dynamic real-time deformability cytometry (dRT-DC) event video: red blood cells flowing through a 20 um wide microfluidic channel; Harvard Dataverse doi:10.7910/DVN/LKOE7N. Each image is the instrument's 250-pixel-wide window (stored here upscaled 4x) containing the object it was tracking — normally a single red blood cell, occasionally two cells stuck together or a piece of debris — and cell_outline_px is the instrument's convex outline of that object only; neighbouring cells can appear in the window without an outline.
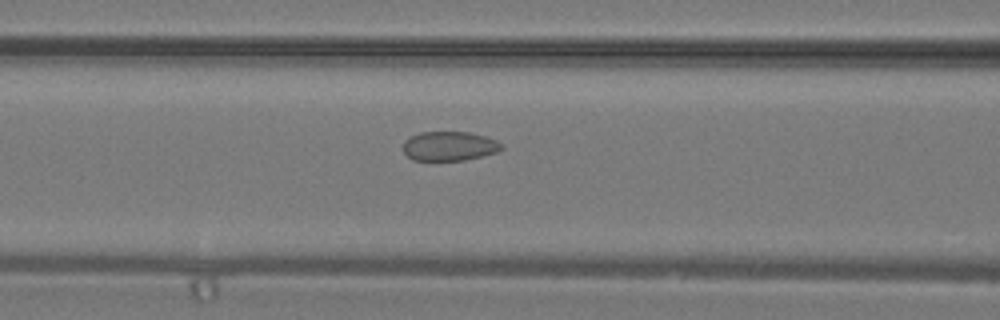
{"species": "common noctule bat (a hibernating species)", "species_latin": "Nyctalus noctula", "temperature_condition": "warm", "stored_images_in_passage": 29, "camera_frame_rate_fps": 3000, "um_per_image_px": 0.085, "animal": {"sex": "male", "body_mass_g": 19.2, "forearm_length_mm": 51.8}, "frame": {"image": 1, "passage_image": 13, "time_ms": 4.0, "image_size_px": [1000, 320], "cell_outline_px": [[504, 148], [496, 152], [464, 160], [412, 160], [404, 152], [404, 140], [420, 132], [468, 132], [484, 136], [496, 140], [504, 144]], "centroid_in_image_um": [38.21, 12.41], "position_along_channel_um": 128.4, "area_um2": 16.7}}
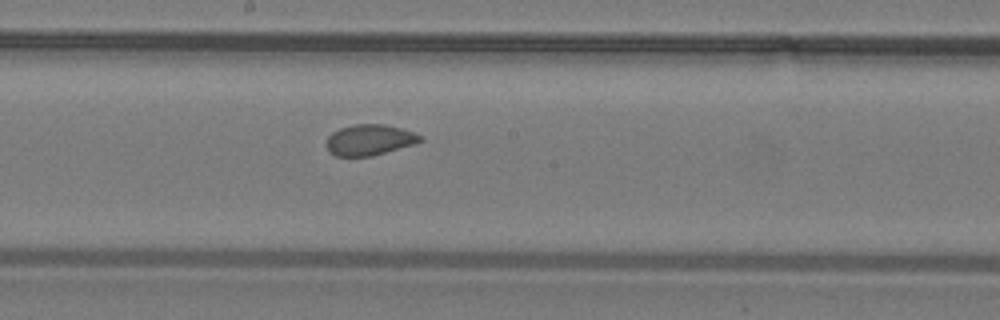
{"frame": {"image": 2, "passage_image": 18, "time_ms": 5.667, "image_size_px": [1000, 320], "cell_outline_px": [[424, 140], [416, 144], [372, 156], [336, 156], [328, 152], [324, 144], [328, 136], [332, 132], [340, 128], [356, 124], [384, 124], [400, 128], [424, 136]], "centroid_in_image_um": [31.4, 11.9], "position_along_channel_um": 216.8, "area_um2": 17.11}}
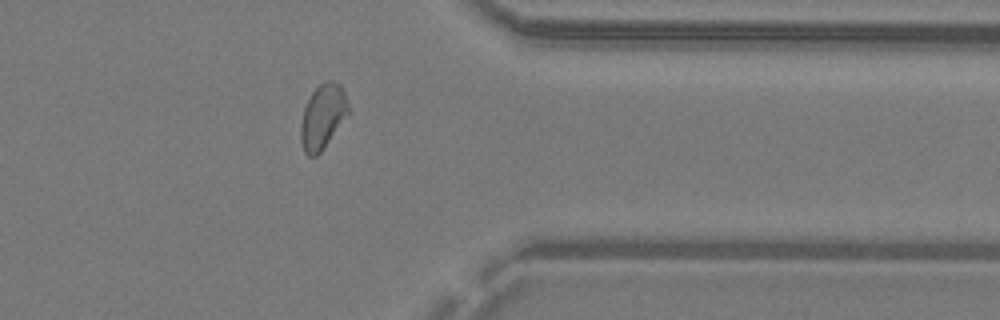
{"frame": {"image": 3, "passage_image": 28, "time_ms": 9.0, "image_size_px": [1000, 320], "cell_outline_px": [[348, 112], [324, 148], [316, 156], [308, 156], [304, 152], [300, 140], [300, 124], [304, 108], [312, 92], [324, 80], [332, 80], [340, 84], [348, 100]], "centroid_in_image_um": [27.41, 9.9], "position_along_channel_um": 384.0, "area_um2": 17.74}}